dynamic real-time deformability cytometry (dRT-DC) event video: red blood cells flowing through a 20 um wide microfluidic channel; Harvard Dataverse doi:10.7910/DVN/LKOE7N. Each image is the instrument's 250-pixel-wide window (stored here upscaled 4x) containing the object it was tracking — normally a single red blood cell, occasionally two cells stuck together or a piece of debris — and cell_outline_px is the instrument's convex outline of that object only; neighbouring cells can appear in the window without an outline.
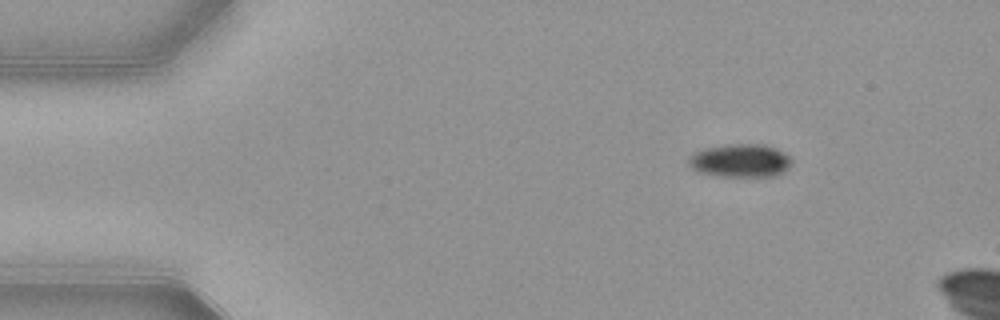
{"species": "common noctule bat (a hibernating species)", "species_latin": "Nyctalus noctula", "temperature_condition": "warm", "stored_images_in_passage": 45, "camera_frame_rate_fps": 3000, "um_per_image_px": 0.085, "animal": {"sex": "female", "body_mass_g": 21.9}, "frame": {"image": 1, "passage_image": 1, "time_ms": 0.0, "image_size_px": [1000, 320], "cell_outline_px": [[792, 160], [788, 168], [784, 172], [776, 176], [716, 176], [700, 172], [692, 168], [688, 164], [688, 156], [704, 148], [728, 144], [764, 144], [776, 148], [784, 152]], "centroid_in_image_um": [62.93, 13.65], "position_along_channel_um": 22.1, "area_um2": 20.06}}
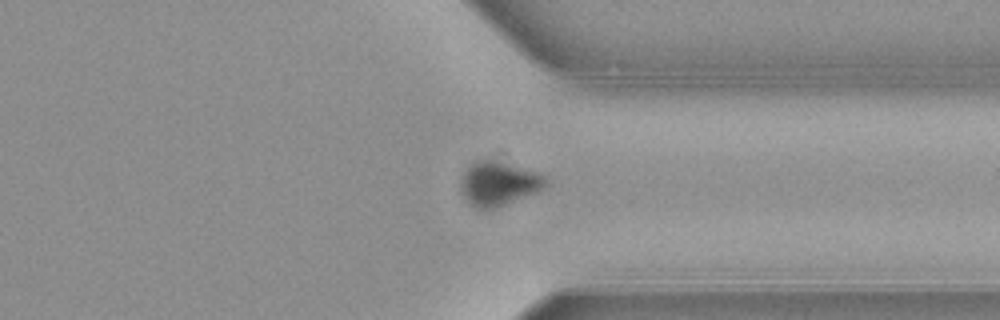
{"frame": {"image": 2, "passage_image": 34, "time_ms": 11.0, "image_size_px": [1000, 320], "cell_outline_px": [[548, 184], [544, 188], [536, 192], [496, 208], [476, 208], [468, 204], [460, 192], [460, 180], [468, 164], [476, 160], [492, 160], [536, 172], [544, 176], [548, 180]], "centroid_in_image_um": [42.32, 15.62], "position_along_channel_um": 369.1, "area_um2": 21.79}}
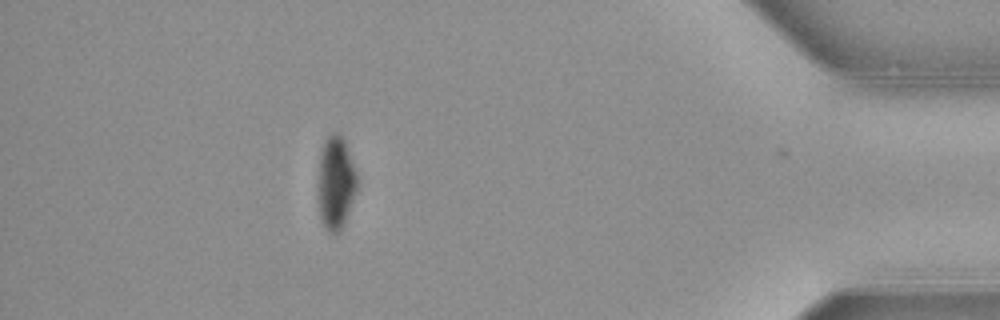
{"frame": {"image": 3, "passage_image": 41, "time_ms": 13.333, "image_size_px": [1000, 320], "cell_outline_px": [[360, 184], [348, 216], [340, 232], [328, 232], [324, 228], [320, 216], [320, 152], [324, 140], [332, 132], [340, 132], [344, 140], [360, 176]], "centroid_in_image_um": [28.63, 15.52], "position_along_channel_um": 406.6, "area_um2": 21.56}, "authors_computed_cell_mechanics": {"area_um2": 22.9466, "velocity_mm_per_s": 3.8885, "shape_relaxation_time_tau1_ms": 2.4619, "shape_relaxation_time_tau2_ms": null, "deformation_change_tau1": 0.1023, "deformation_change_tau2": null}}